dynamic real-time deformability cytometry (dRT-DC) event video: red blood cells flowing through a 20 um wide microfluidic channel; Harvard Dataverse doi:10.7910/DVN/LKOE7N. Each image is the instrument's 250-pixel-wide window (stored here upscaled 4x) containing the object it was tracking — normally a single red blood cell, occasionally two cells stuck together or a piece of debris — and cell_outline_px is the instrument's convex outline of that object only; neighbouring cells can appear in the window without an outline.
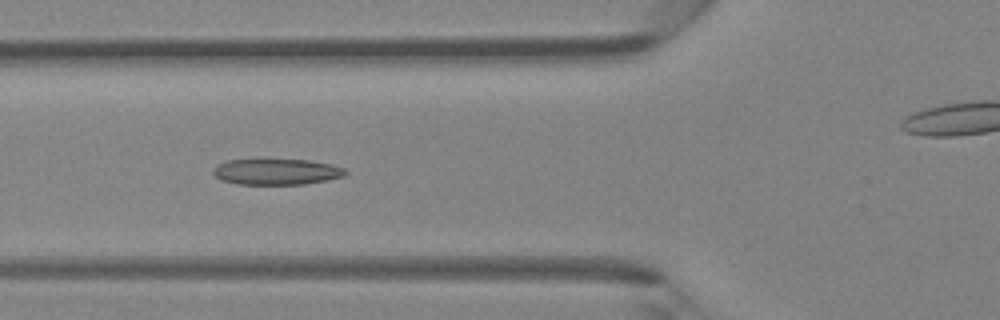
{"species": "Egyptian fruit bat (a non-hibernating species)", "species_latin": "Rousettus aegyptiacus", "temperature_condition": "room temperature", "stored_images_in_passage": 6, "camera_frame_rate_fps": 3000, "um_per_image_px": 0.085, "animal": {"sex": "female"}, "frame": {"image": 1, "passage_image": 5, "time_ms": 4.667, "image_size_px": [1000, 320], "cell_outline_px": [[348, 172], [344, 176], [328, 180], [304, 184], [236, 184], [220, 180], [212, 172], [212, 168], [216, 164], [228, 160], [256, 156], [260, 156], [308, 160], [332, 164], [344, 168]], "centroid_in_image_um": [23.43, 14.54], "position_along_channel_um": 102.4, "area_um2": 21.27}}